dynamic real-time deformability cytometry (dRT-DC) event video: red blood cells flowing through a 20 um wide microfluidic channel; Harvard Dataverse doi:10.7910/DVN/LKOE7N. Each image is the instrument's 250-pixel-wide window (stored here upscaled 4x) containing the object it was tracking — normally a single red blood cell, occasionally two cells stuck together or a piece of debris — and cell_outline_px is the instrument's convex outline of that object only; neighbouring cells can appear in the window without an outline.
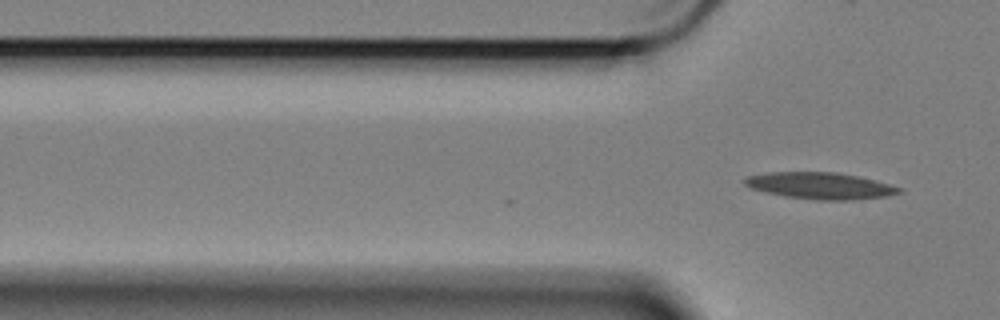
{"species": "Egyptian fruit bat (a non-hibernating species)", "species_latin": "Rousettus aegyptiacus", "temperature_condition": "cold", "stored_images_in_passage": 5, "camera_frame_rate_fps": 3000, "um_per_image_px": 0.085, "animal": {"sex": "female"}, "frame": {"image": 1, "passage_image": 5, "time_ms": 1.333, "image_size_px": [1000, 320], "cell_outline_px": [[904, 192], [884, 196], [852, 200], [816, 200], [784, 196], [752, 188], [744, 184], [740, 180], [744, 176], [768, 172], [836, 172], [856, 176], [904, 188]], "centroid_in_image_um": [69.67, 15.78], "position_along_channel_um": 56.1, "area_um2": 23.93}}